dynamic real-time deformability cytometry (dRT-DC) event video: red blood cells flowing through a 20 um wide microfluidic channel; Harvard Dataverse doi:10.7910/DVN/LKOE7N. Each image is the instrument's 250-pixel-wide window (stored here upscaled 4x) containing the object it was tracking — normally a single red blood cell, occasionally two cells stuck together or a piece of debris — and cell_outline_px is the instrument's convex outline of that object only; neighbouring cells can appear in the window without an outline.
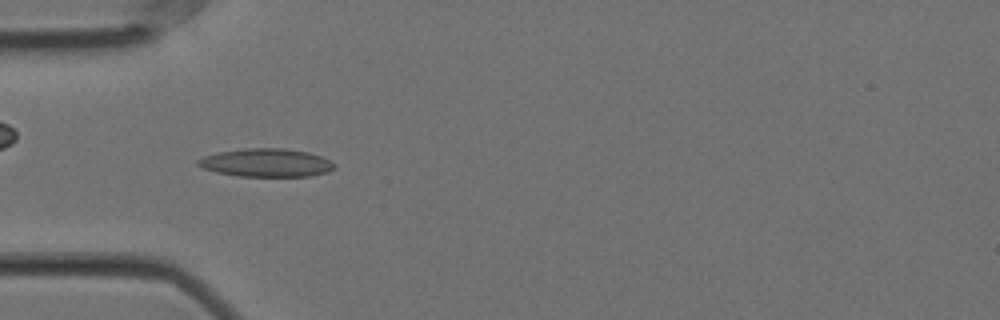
{"species": "Egyptian fruit bat (a non-hibernating species)", "species_latin": "Rousettus aegyptiacus", "temperature_condition": "cold", "stored_images_in_passage": 43, "camera_frame_rate_fps": 3000, "um_per_image_px": 0.085, "animal": {"sex": "female"}, "frame": {"image": 1, "passage_image": 5, "time_ms": 1.333, "image_size_px": [1000, 320], "cell_outline_px": [[336, 168], [328, 172], [312, 176], [236, 176], [216, 172], [204, 168], [196, 164], [196, 160], [204, 156], [216, 152], [244, 148], [284, 148], [308, 152], [320, 156], [336, 164]], "centroid_in_image_um": [22.63, 13.83], "position_along_channel_um": 62.4, "area_um2": 22.6}}
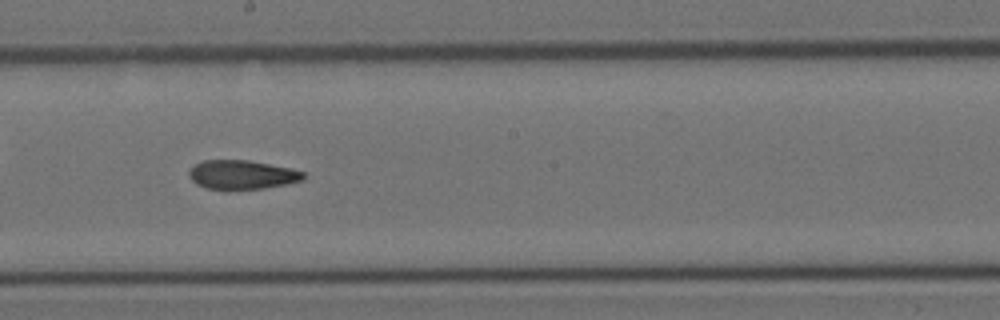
{"frame": {"image": 2, "passage_image": 19, "time_ms": 6.0, "image_size_px": [1000, 320], "cell_outline_px": [[304, 180], [288, 184], [264, 188], [228, 192], [208, 188], [196, 184], [188, 176], [188, 172], [196, 164], [204, 160], [248, 160], [292, 168], [304, 172]], "centroid_in_image_um": [20.57, 14.88], "position_along_channel_um": 227.6, "area_um2": 19.88}}
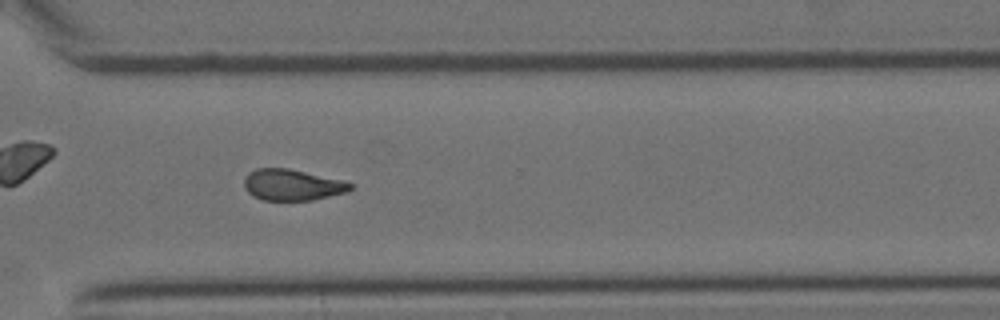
{"frame": {"image": 3, "passage_image": 29, "time_ms": 9.333, "image_size_px": [1000, 320], "cell_outline_px": [[352, 188], [348, 192], [312, 200], [264, 200], [252, 196], [244, 188], [244, 176], [248, 172], [256, 168], [288, 168], [340, 180], [352, 184]], "centroid_in_image_um": [24.78, 15.71], "position_along_channel_um": 345.8, "area_um2": 19.25}}